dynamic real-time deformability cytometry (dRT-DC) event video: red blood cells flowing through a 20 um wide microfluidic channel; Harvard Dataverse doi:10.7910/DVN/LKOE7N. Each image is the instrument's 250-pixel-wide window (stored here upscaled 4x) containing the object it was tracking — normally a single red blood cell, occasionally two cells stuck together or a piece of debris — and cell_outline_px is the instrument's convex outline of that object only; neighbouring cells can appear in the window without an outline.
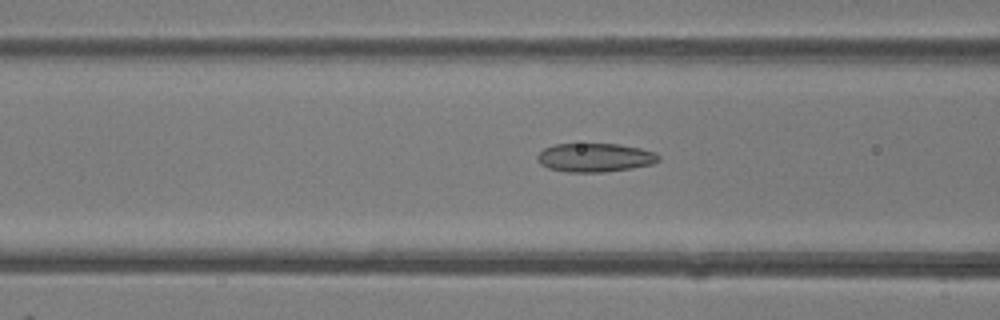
{"species": "common noctule bat (a hibernating species)", "species_latin": "Nyctalus noctula", "temperature_condition": "room temperature", "stored_images_in_passage": 41, "camera_frame_rate_fps": 3000, "um_per_image_px": 0.085, "animal": {"sex": "female"}, "frame": {"image": 1, "passage_image": 18, "time_ms": 5.667, "image_size_px": [1000, 320], "cell_outline_px": [[660, 160], [652, 164], [632, 168], [604, 172], [568, 172], [548, 168], [540, 164], [536, 160], [536, 156], [544, 148], [556, 144], [620, 144], [640, 148], [656, 152], [660, 156]], "centroid_in_image_um": [50.58, 13.39], "position_along_channel_um": 116.0, "area_um2": 20.4}}
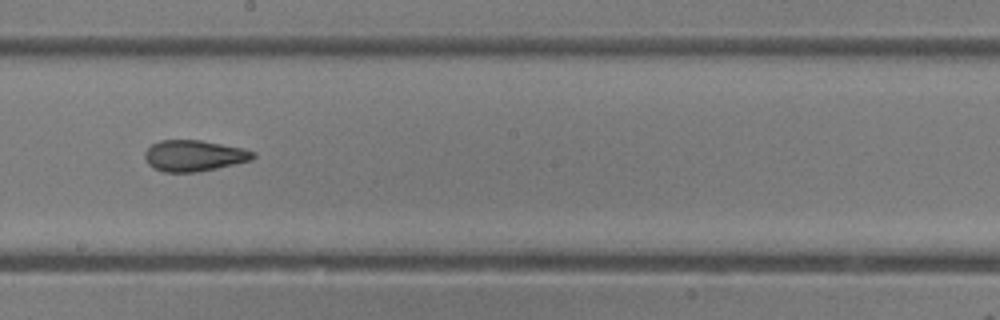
{"frame": {"image": 2, "passage_image": 26, "time_ms": 8.333, "image_size_px": [1000, 320], "cell_outline_px": [[256, 156], [252, 160], [216, 168], [196, 172], [164, 172], [152, 168], [148, 164], [144, 156], [144, 152], [152, 144], [160, 140], [200, 140], [244, 148], [256, 152]], "centroid_in_image_um": [16.49, 13.23], "position_along_channel_um": 231.7, "area_um2": 19.71}}
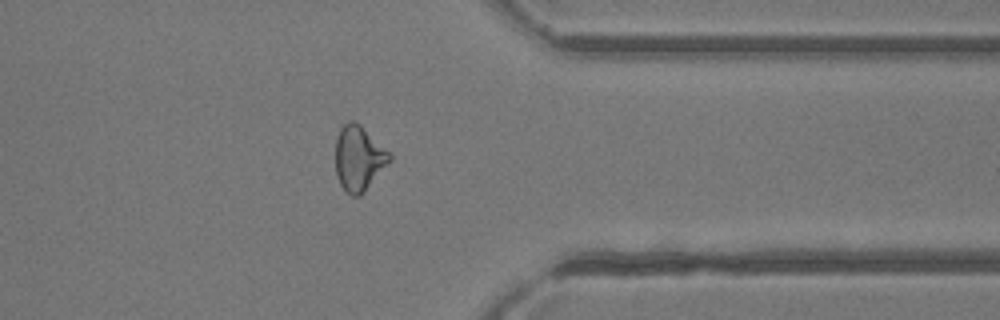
{"frame": {"image": 3, "passage_image": 37, "time_ms": 12.0, "image_size_px": [1000, 320], "cell_outline_px": [[392, 160], [364, 192], [360, 196], [352, 196], [340, 184], [336, 172], [336, 136], [340, 128], [348, 120], [352, 120], [360, 124], [392, 152]], "centroid_in_image_um": [30.53, 13.42], "position_along_channel_um": 380.9, "area_um2": 20.75}, "authors_computed_cell_mechanics": {"area_um2": 20.519, "velocity_mm_per_s": 4.3293, "shape_relaxation_time_tau1_ms": 6.8303, "shape_relaxation_time_tau2_ms": 1.6918, "deformation_change_tau1": 0.1608, "deformation_change_tau2": 0.0832}}